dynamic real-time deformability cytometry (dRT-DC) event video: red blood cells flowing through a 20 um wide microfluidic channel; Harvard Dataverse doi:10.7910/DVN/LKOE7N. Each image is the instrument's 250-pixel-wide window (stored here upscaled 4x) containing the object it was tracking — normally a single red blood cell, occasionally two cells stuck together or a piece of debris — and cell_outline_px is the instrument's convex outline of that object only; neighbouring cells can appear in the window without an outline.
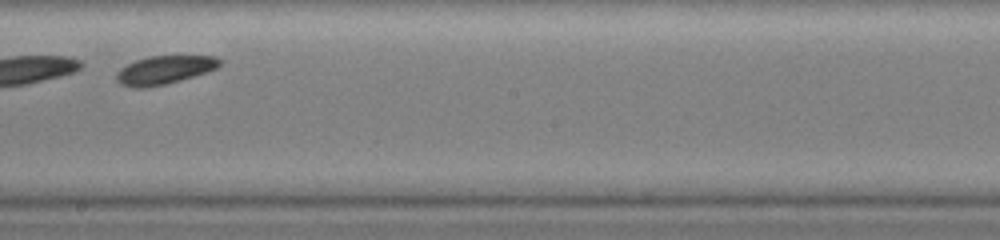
{"species": "common noctule bat (a hibernating species)", "species_latin": "Nyctalus noctula", "temperature_condition": "warm", "stored_images_in_passage": 9, "camera_frame_rate_fps": 3000, "um_per_image_px": 0.085, "animal": {"sex": "female", "body_mass_g": 19.0, "forearm_length_mm": 51.5}, "frame": {"image": 1, "passage_image": 8, "time_ms": 4.0, "image_size_px": [1000, 240], "cell_outline_px": [[220, 64], [216, 68], [208, 72], [164, 84], [144, 88], [132, 88], [120, 84], [116, 80], [116, 72], [120, 68], [136, 60], [148, 56], [216, 56], [220, 60]], "centroid_in_image_um": [13.93, 5.95], "position_along_channel_um": 234.3, "area_um2": 16.99}}
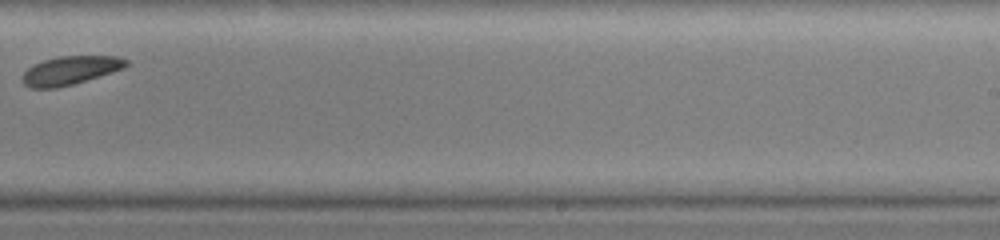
{"frame": {"image": 2, "passage_image": 9, "time_ms": 5.0, "image_size_px": [1000, 240], "cell_outline_px": [[128, 64], [124, 68], [112, 72], [72, 84], [56, 88], [32, 88], [24, 84], [20, 80], [24, 72], [32, 64], [44, 60], [60, 56], [116, 56], [128, 60]], "centroid_in_image_um": [5.94, 5.98], "position_along_channel_um": 283.1, "area_um2": 17.17}}